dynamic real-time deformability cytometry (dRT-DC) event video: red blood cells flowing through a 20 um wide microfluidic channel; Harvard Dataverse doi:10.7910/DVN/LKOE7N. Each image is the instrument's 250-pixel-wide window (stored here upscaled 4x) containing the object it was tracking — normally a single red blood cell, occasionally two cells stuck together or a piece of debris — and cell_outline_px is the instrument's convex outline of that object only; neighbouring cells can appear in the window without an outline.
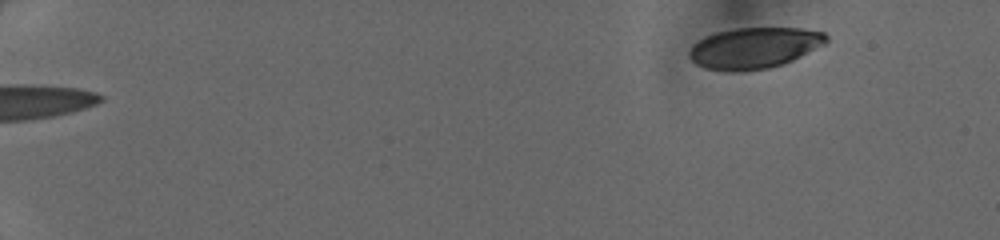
{"species": "human", "species_latin": "Homo sapiens", "temperature_condition": "cold", "stored_images_in_passage": 44, "camera_frame_rate_fps": 3000, "um_per_image_px": 0.085, "donor": {"sex": "female"}, "frame": {"image": 1, "passage_image": 1, "time_ms": 0.0, "image_size_px": [1000, 240], "cell_outline_px": [[828, 40], [824, 44], [792, 60], [768, 68], [736, 72], [732, 72], [704, 68], [696, 64], [688, 56], [688, 52], [692, 44], [704, 36], [716, 32], [736, 28], [800, 28], [824, 32], [828, 36]], "centroid_in_image_um": [64.06, 4.07], "position_along_channel_um": 20.9, "area_um2": 32.77}}
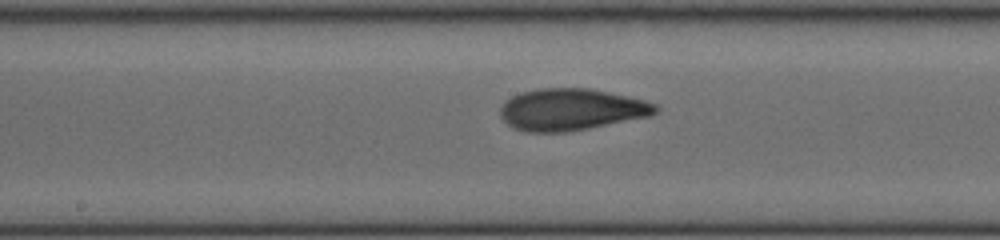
{"frame": {"image": 2, "passage_image": 24, "time_ms": 7.667, "image_size_px": [1000, 240], "cell_outline_px": [[660, 108], [652, 116], [568, 132], [524, 132], [512, 128], [500, 116], [500, 108], [504, 100], [520, 92], [540, 88], [588, 88], [628, 96], [644, 100], [656, 104]], "centroid_in_image_um": [48.54, 9.31], "position_along_channel_um": 199.7, "area_um2": 38.09}}
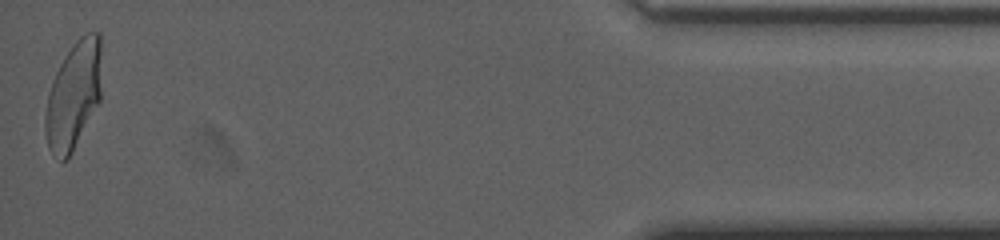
{"frame": {"image": 3, "passage_image": 44, "time_ms": 14.333, "image_size_px": [1000, 240], "cell_outline_px": [[100, 100], [72, 152], [64, 160], [60, 160], [48, 148], [44, 132], [44, 116], [48, 92], [52, 80], [60, 64], [72, 44], [84, 32], [100, 32]], "centroid_in_image_um": [6.22, 8.09], "position_along_channel_um": 429.0, "area_um2": 35.2}}